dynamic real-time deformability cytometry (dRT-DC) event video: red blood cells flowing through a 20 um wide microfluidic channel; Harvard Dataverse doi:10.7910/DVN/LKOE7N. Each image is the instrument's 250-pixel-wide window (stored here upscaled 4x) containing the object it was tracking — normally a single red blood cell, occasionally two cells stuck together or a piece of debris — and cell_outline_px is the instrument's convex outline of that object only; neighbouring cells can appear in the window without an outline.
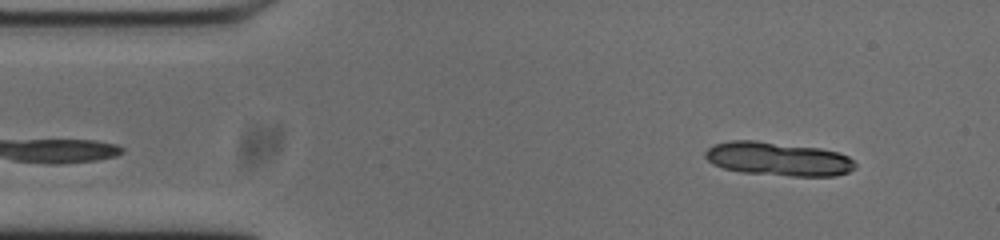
{"species": "common noctule bat (a hibernating species)", "species_latin": "Nyctalus noctula", "temperature_condition": "cold", "stored_images_in_passage": 51, "camera_frame_rate_fps": 3000, "um_per_image_px": 0.085, "animal": {"sex": "male", "body_mass_g": 20.0, "forearm_length_mm": 53.3}, "frame": {"image": 1, "passage_image": 3, "time_ms": 0.667, "image_size_px": [1000, 240], "cell_outline_px": [[856, 168], [848, 172], [836, 176], [792, 176], [740, 172], [724, 168], [712, 164], [704, 156], [704, 152], [712, 144], [732, 140], [756, 140], [820, 148], [836, 152], [848, 156], [856, 164]], "centroid_in_image_um": [66.12, 13.5], "position_along_channel_um": 18.9, "area_um2": 29.65}}
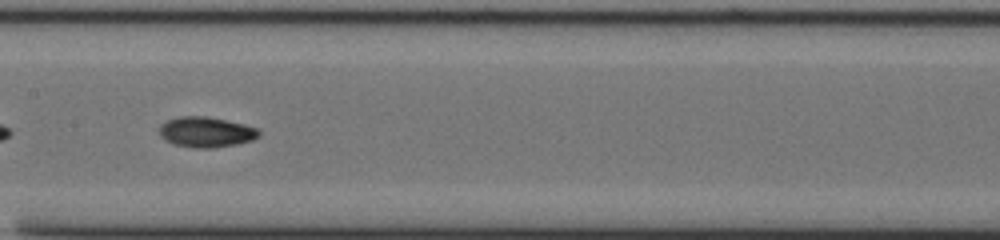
{"frame": {"image": 2, "passage_image": 23, "time_ms": 7.333, "image_size_px": [1000, 240], "cell_outline_px": [[260, 136], [252, 140], [236, 144], [212, 148], [192, 148], [172, 144], [164, 140], [160, 136], [160, 124], [168, 120], [180, 116], [204, 116], [244, 124], [256, 128], [260, 132]], "centroid_in_image_um": [17.49, 11.24], "position_along_channel_um": 189.9, "area_um2": 17.63}}
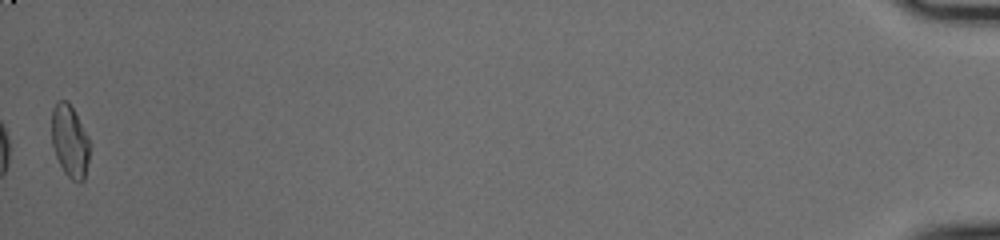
{"frame": {"image": 3, "passage_image": 51, "time_ms": 16.667, "image_size_px": [1000, 240], "cell_outline_px": [[88, 160], [84, 180], [80, 184], [72, 180], [64, 172], [56, 156], [52, 144], [52, 108], [56, 100], [68, 100], [88, 136]], "centroid_in_image_um": [5.92, 11.98], "position_along_channel_um": 429.3, "area_um2": 15.95}, "authors_computed_cell_mechanics": {"area_um2": 16.5886, "velocity_mm_per_s": 3.7388, "shape_relaxation_time_tau1_ms": 7.9996, "shape_relaxation_time_tau2_ms": 7.3239, "deformation_change_tau1": 0.2061, "deformation_change_tau2": 0.1028}}